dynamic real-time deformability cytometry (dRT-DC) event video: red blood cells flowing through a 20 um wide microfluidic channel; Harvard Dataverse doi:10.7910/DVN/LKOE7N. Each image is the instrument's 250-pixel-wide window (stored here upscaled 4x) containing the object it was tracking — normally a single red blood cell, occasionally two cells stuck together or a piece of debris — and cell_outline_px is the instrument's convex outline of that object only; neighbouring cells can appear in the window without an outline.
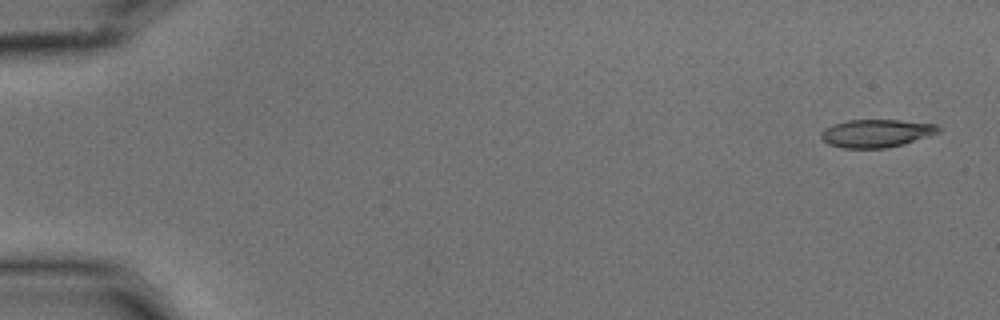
{"species": "common noctule bat (a hibernating species)", "species_latin": "Nyctalus noctula", "temperature_condition": "cold", "stored_images_in_passage": 10, "camera_frame_rate_fps": 3000, "um_per_image_px": 0.085, "animal": {"sex": "male", "body_mass_g": 15.6}, "frame": {"image": 1, "passage_image": 1, "time_ms": 0.0, "image_size_px": [1000, 320], "cell_outline_px": [[940, 132], [904, 144], [884, 148], [844, 148], [828, 144], [820, 136], [820, 132], [824, 128], [832, 124], [848, 120], [900, 120], [936, 124], [940, 128]], "centroid_in_image_um": [74.47, 11.32], "position_along_channel_um": 10.5, "area_um2": 19.13}}
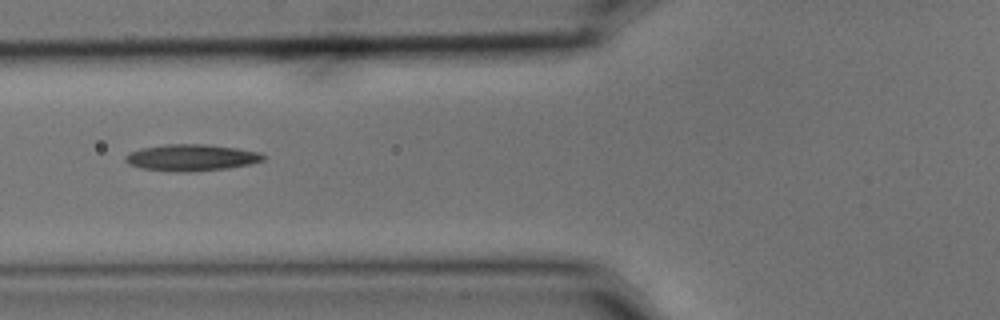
{"frame": {"image": 2, "passage_image": 6, "time_ms": 1.667, "image_size_px": [1000, 320], "cell_outline_px": [[264, 160], [248, 164], [228, 168], [188, 172], [176, 172], [140, 168], [128, 164], [124, 160], [124, 156], [128, 152], [140, 148], [164, 144], [208, 144], [236, 148], [260, 152], [264, 156]], "centroid_in_image_um": [16.2, 13.39], "position_along_channel_um": 109.6, "area_um2": 21.5}}
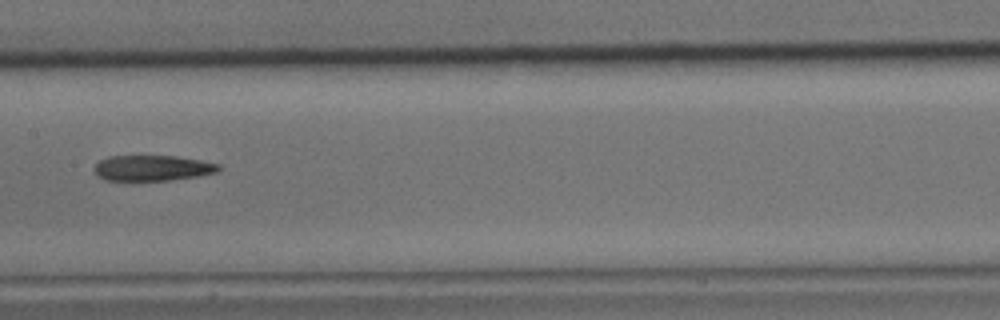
{"frame": {"image": 3, "passage_image": 8, "time_ms": 2.333, "image_size_px": [1000, 320], "cell_outline_px": [[220, 168], [216, 172], [200, 176], [168, 180], [104, 180], [96, 176], [92, 168], [100, 160], [108, 156], [176, 156], [200, 160], [220, 164]], "centroid_in_image_um": [12.92, 14.28], "position_along_channel_um": 194.5, "area_um2": 18.61}}